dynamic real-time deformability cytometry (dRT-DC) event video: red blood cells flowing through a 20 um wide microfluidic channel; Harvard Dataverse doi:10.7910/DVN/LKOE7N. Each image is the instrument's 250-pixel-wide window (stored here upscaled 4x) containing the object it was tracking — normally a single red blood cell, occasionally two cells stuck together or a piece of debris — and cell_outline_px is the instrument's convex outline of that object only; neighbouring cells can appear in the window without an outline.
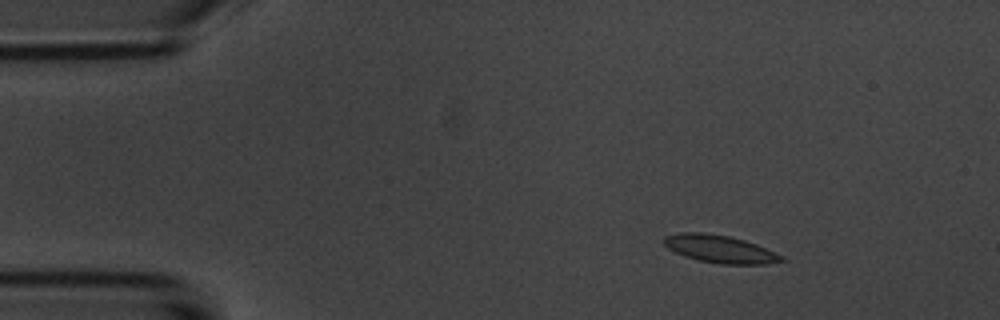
{"species": "common noctule bat (a hibernating species)", "species_latin": "Nyctalus noctula", "temperature_condition": "room temperature", "stored_images_in_passage": 48, "camera_frame_rate_fps": 3000, "um_per_image_px": 0.085, "animal": {"sex": "male", "body_mass_g": 20.1, "forearm_length_mm": 53.5}, "frame": {"image": 1, "passage_image": 1, "time_ms": 0.0, "image_size_px": [1000, 320], "cell_outline_px": [[788, 260], [768, 264], [720, 264], [700, 260], [684, 256], [668, 248], [664, 244], [664, 236], [680, 232], [704, 232], [728, 236], [744, 240], [756, 244], [776, 252], [784, 256]], "centroid_in_image_um": [61.24, 21.16], "position_along_channel_um": 23.8, "area_um2": 19.02}}
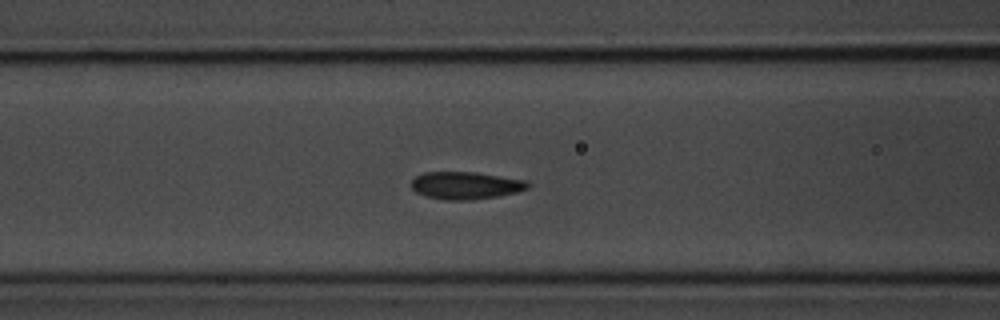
{"frame": {"image": 2, "passage_image": 15, "time_ms": 4.667, "image_size_px": [1000, 320], "cell_outline_px": [[532, 184], [528, 188], [516, 192], [496, 196], [468, 200], [448, 200], [424, 196], [416, 192], [412, 188], [412, 180], [416, 176], [424, 172], [476, 172], [524, 180]], "centroid_in_image_um": [39.56, 15.76], "position_along_channel_um": 127.0, "area_um2": 18.5}}
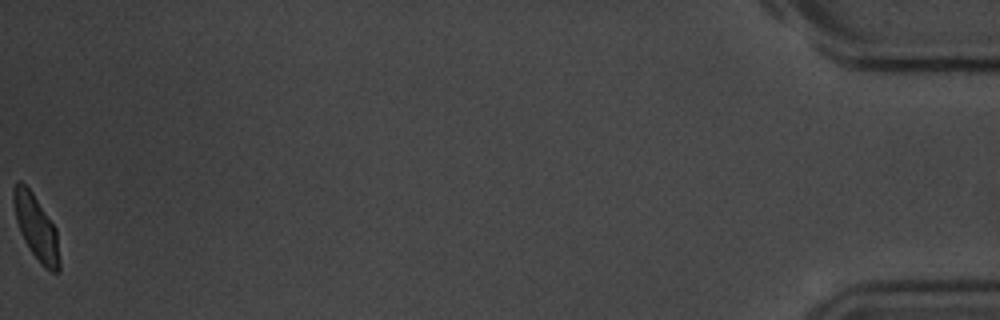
{"frame": {"image": 3, "passage_image": 48, "time_ms": 15.667, "image_size_px": [1000, 320], "cell_outline_px": [[60, 272], [52, 272], [44, 268], [28, 248], [20, 232], [16, 220], [12, 200], [12, 192], [16, 184], [20, 180], [32, 192], [56, 228], [60, 260]], "centroid_in_image_um": [3.08, 19.37], "position_along_channel_um": 432.1, "area_um2": 17.34}, "authors_computed_cell_mechanics": {"area_um2": 18.207, "velocity_mm_per_s": 3.6957, "shape_relaxation_time_tau1_ms": 3.0006, "shape_relaxation_time_tau2_ms": 1.3193, "deformation_change_tau1": 0.1221, "deformation_change_tau2": 0.0524}}